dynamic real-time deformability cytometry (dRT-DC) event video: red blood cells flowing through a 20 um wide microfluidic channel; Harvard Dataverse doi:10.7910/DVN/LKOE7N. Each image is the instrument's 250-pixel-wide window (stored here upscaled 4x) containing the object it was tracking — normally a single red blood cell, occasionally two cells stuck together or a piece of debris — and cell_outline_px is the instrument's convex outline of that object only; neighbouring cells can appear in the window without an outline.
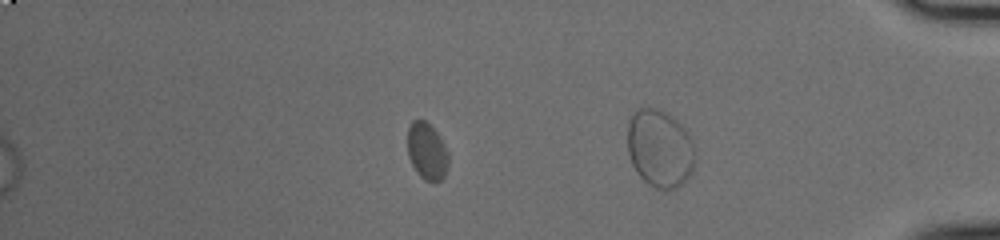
{"species": "common noctule bat (a hibernating species)", "species_latin": "Nyctalus noctula", "temperature_condition": "cold", "stored_images_in_passage": 46, "segment_of_instrument_passage": [2, 2], "camera_frame_rate_fps": 3000, "um_per_image_px": 0.085, "animal": {"sex": "male", "body_mass_g": 20.0, "forearm_length_mm": 53.3}, "frame": {"image": 1, "passage_image": 37, "time_ms": 12.0, "image_size_px": [1000, 240], "cell_outline_px": [[448, 168], [444, 176], [440, 180], [424, 180], [416, 172], [408, 156], [408, 128], [412, 120], [424, 120], [440, 136], [448, 152]], "centroid_in_image_um": [36.29, 12.86], "position_along_channel_um": 398.9, "area_um2": 13.47}}